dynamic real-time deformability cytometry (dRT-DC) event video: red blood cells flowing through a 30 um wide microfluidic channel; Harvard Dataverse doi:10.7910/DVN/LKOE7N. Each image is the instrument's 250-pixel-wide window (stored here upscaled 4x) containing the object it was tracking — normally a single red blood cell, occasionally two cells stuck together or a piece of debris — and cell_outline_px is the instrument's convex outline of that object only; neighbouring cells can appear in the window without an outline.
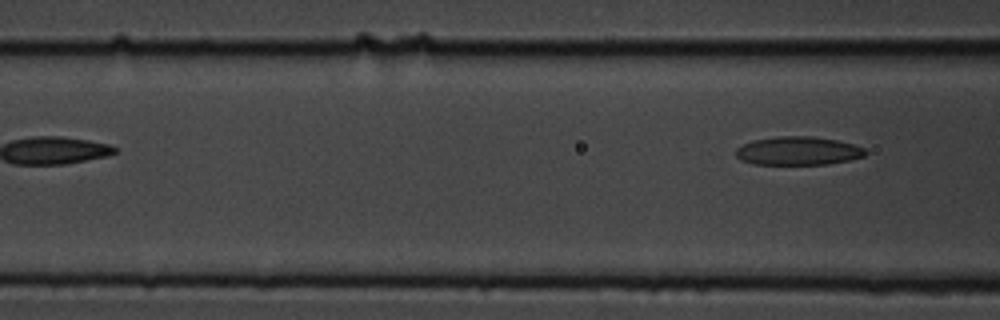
{"species": "common noctule bat (a hibernating species)", "species_latin": "Nyctalus noctula", "temperature_condition": "cold", "stored_images_in_passage": 6, "camera_frame_rate_fps": 3000, "um_per_image_px": 0.085, "animal": {"sex": "male", "body_mass_g": 19.5, "forearm_length_mm": 54.6}, "frame": {"image": 1, "passage_image": 6, "time_ms": 1.667, "image_size_px": [1000, 320], "cell_outline_px": [[868, 152], [864, 156], [848, 160], [828, 164], [752, 164], [740, 160], [736, 156], [736, 148], [752, 140], [776, 136], [812, 136], [836, 140], [852, 144], [864, 148]], "centroid_in_image_um": [67.81, 12.82], "position_along_channel_um": 98.8, "area_um2": 21.5}}